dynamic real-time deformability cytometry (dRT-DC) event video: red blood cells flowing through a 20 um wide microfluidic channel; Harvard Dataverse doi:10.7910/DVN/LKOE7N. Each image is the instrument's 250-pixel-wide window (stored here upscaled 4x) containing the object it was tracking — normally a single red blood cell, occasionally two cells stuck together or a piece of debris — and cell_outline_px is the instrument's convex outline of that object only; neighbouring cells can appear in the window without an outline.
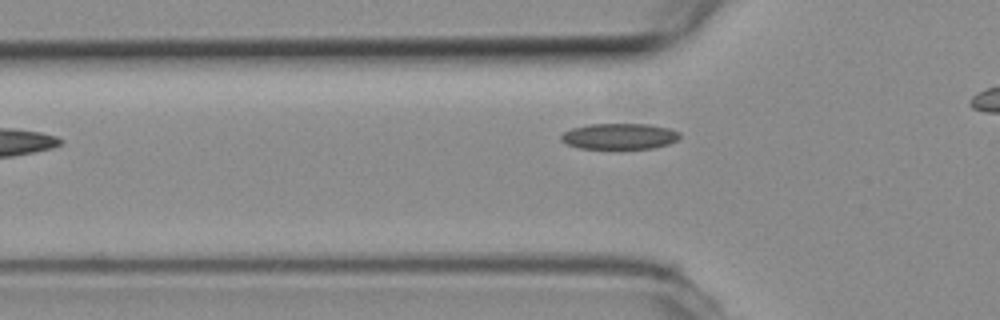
{"species": "common noctule bat (a hibernating species)", "species_latin": "Nyctalus noctula", "temperature_condition": "room temperature", "stored_images_in_passage": 30, "camera_frame_rate_fps": 3000, "um_per_image_px": 0.085, "animal": {"sex": "female", "body_mass_g": 19.3, "forearm_length_mm": 54.1}, "frame": {"image": 1, "passage_image": 4, "time_ms": 1.0, "image_size_px": [1000, 320], "cell_outline_px": [[680, 136], [676, 140], [668, 144], [652, 148], [580, 148], [568, 144], [560, 140], [560, 136], [564, 132], [572, 128], [588, 124], [648, 124], [668, 128], [680, 132]], "centroid_in_image_um": [52.64, 11.57], "position_along_channel_um": 73.2, "area_um2": 17.74}}
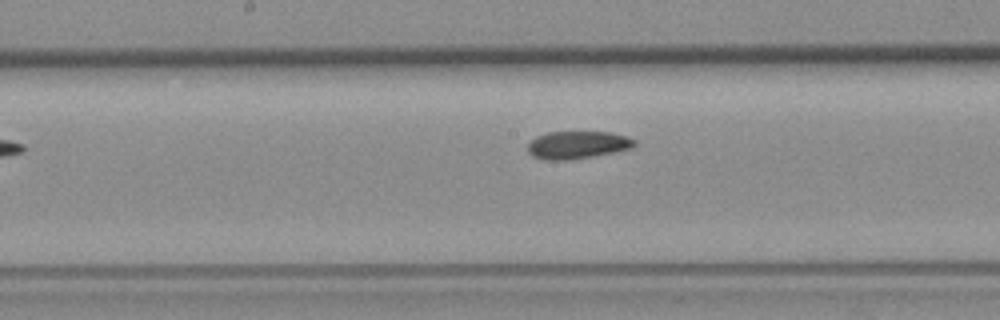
{"frame": {"image": 2, "passage_image": 14, "time_ms": 4.333, "image_size_px": [1000, 320], "cell_outline_px": [[636, 144], [632, 148], [572, 160], [544, 160], [532, 156], [528, 152], [528, 144], [536, 136], [548, 132], [612, 132], [628, 136], [636, 140]], "centroid_in_image_um": [49.09, 12.31], "position_along_channel_um": 199.1, "area_um2": 17.28}}
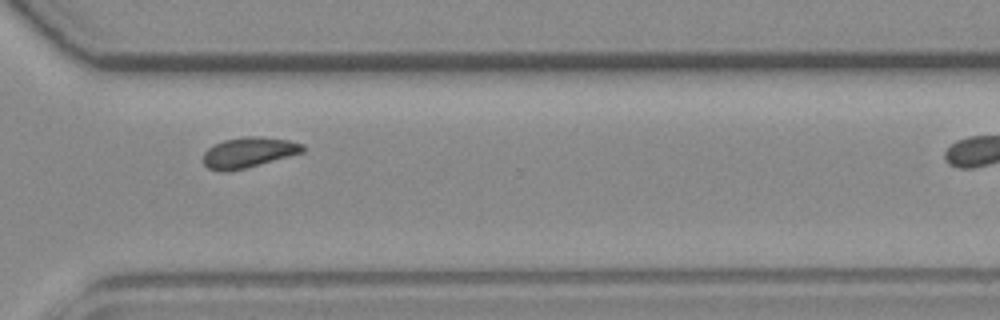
{"frame": {"image": 3, "passage_image": 26, "time_ms": 8.333, "image_size_px": [1000, 320], "cell_outline_px": [[304, 152], [244, 168], [228, 172], [220, 172], [208, 168], [204, 164], [204, 152], [212, 144], [224, 140], [244, 136], [256, 136], [288, 140], [304, 144]], "centroid_in_image_um": [21.1, 12.95], "position_along_channel_um": 349.5, "area_um2": 17.57}}